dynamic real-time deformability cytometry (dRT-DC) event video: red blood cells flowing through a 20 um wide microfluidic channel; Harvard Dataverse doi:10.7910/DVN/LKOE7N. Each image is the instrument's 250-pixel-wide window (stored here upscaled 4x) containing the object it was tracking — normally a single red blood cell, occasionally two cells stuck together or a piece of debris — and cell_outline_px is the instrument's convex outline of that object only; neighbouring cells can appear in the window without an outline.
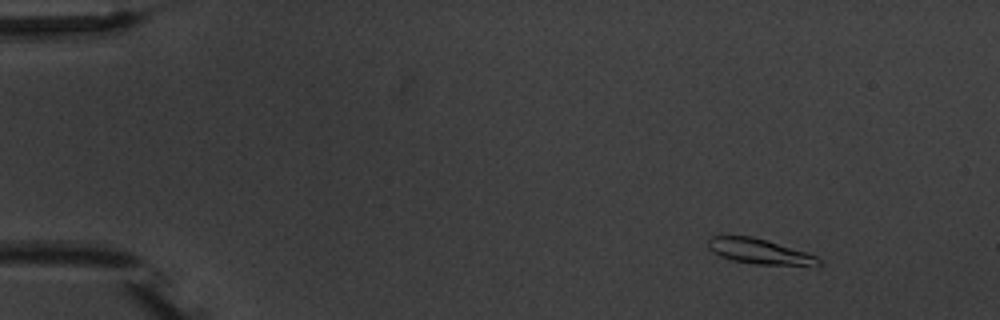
{"species": "common noctule bat (a hibernating species)", "species_latin": "Nyctalus noctula", "temperature_condition": "warm", "stored_images_in_passage": 5, "camera_frame_rate_fps": 3000, "um_per_image_px": 0.085, "animal": {"sex": "male", "body_mass_g": 20.1, "forearm_length_mm": 53.5}, "frame": {"image": 1, "passage_image": 2, "time_ms": 1.333, "image_size_px": [1000, 320], "cell_outline_px": [[824, 264], [756, 264], [732, 260], [720, 256], [708, 248], [708, 240], [712, 236], [752, 236], [804, 252], [816, 256]], "centroid_in_image_um": [64.46, 21.35], "position_along_channel_um": 20.5, "area_um2": 15.55}}